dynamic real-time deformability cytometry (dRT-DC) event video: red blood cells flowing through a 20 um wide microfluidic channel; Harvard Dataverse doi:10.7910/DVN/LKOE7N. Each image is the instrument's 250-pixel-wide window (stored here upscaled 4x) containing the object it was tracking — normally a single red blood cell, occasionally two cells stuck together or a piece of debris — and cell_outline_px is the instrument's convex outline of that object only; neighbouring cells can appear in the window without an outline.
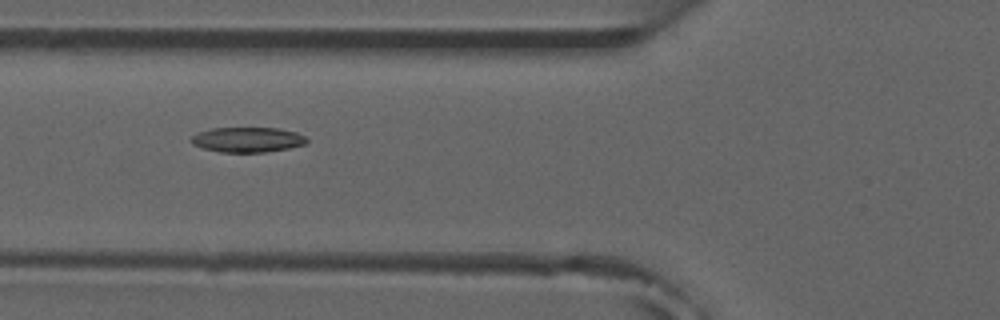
{"species": "common noctule bat (a hibernating species)", "species_latin": "Nyctalus noctula", "temperature_condition": "room temperature", "stored_images_in_passage": 8, "camera_frame_rate_fps": 3000, "um_per_image_px": 0.085, "animal": {"sex": "male", "forearm_length_mm": 52.5}, "frame": {"image": 1, "passage_image": 6, "time_ms": 6.333, "image_size_px": [1000, 320], "cell_outline_px": [[308, 140], [304, 144], [288, 148], [264, 152], [220, 152], [204, 148], [192, 144], [188, 140], [196, 132], [212, 128], [276, 128], [296, 132], [304, 136]], "centroid_in_image_um": [20.98, 11.87], "position_along_channel_um": 104.8, "area_um2": 16.82}}
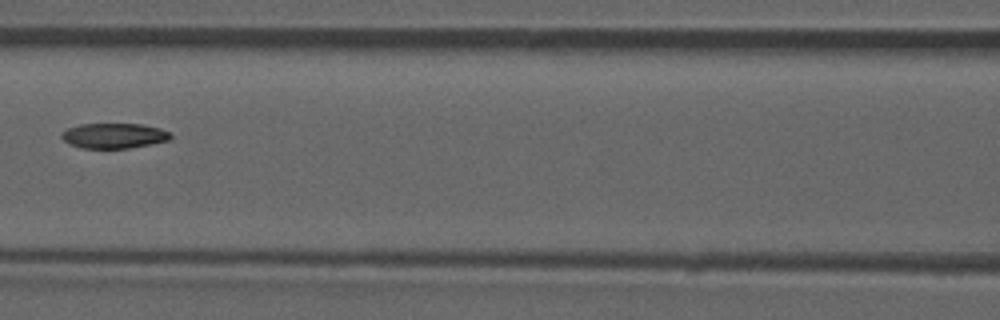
{"frame": {"image": 2, "passage_image": 7, "time_ms": 7.667, "image_size_px": [1000, 320], "cell_outline_px": [[172, 140], [152, 144], [128, 148], [80, 148], [68, 144], [60, 136], [60, 132], [68, 128], [80, 124], [144, 124], [160, 128], [168, 132], [172, 136]], "centroid_in_image_um": [9.68, 11.54], "position_along_channel_um": 156.9, "area_um2": 16.18}}